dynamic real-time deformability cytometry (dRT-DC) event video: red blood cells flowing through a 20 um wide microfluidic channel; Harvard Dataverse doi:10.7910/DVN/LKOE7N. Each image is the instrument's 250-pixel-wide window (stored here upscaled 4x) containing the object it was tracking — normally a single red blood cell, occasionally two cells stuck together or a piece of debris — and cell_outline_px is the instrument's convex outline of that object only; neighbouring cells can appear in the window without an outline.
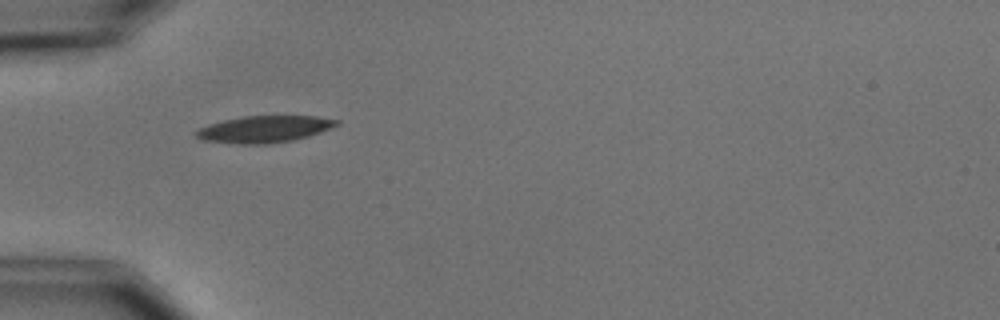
{"species": "common noctule bat (a hibernating species)", "species_latin": "Nyctalus noctula", "temperature_condition": "cold", "stored_images_in_passage": 7, "camera_frame_rate_fps": 3000, "um_per_image_px": 0.085, "animal": {"sex": "male", "body_mass_g": 15.6}, "frame": {"image": 1, "passage_image": 1, "time_ms": 0.0, "image_size_px": [1000, 320], "cell_outline_px": [[340, 124], [320, 132], [308, 136], [292, 140], [268, 144], [240, 144], [204, 140], [196, 136], [196, 132], [200, 128], [208, 124], [224, 120], [244, 116], [316, 116], [340, 120]], "centroid_in_image_um": [22.5, 10.97], "position_along_channel_um": 62.5, "area_um2": 21.73}}
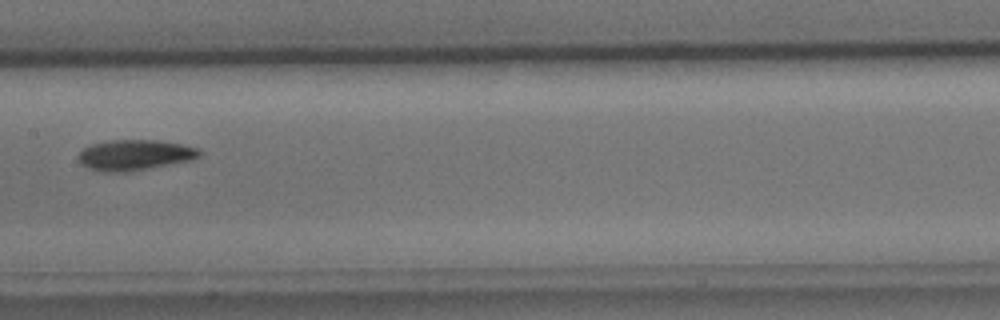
{"frame": {"image": 2, "passage_image": 4, "time_ms": 3.667, "image_size_px": [1000, 320], "cell_outline_px": [[200, 156], [192, 160], [128, 172], [104, 172], [88, 168], [80, 164], [80, 152], [84, 148], [92, 144], [112, 140], [156, 140], [180, 144], [200, 148]], "centroid_in_image_um": [11.47, 13.18], "position_along_channel_um": 195.9, "area_um2": 21.44}}
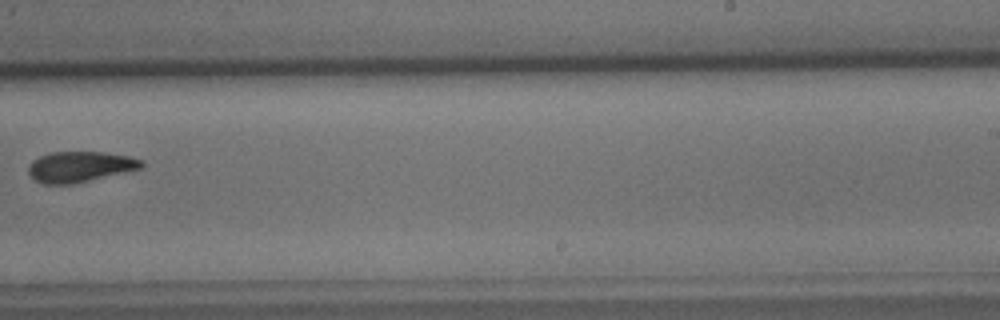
{"frame": {"image": 3, "passage_image": 6, "time_ms": 6.0, "image_size_px": [1000, 320], "cell_outline_px": [[144, 164], [140, 168], [72, 184], [44, 184], [36, 180], [28, 172], [28, 164], [32, 160], [48, 152], [104, 152], [128, 156], [144, 160]], "centroid_in_image_um": [6.76, 14.16], "position_along_channel_um": 282.2, "area_um2": 20.0}}